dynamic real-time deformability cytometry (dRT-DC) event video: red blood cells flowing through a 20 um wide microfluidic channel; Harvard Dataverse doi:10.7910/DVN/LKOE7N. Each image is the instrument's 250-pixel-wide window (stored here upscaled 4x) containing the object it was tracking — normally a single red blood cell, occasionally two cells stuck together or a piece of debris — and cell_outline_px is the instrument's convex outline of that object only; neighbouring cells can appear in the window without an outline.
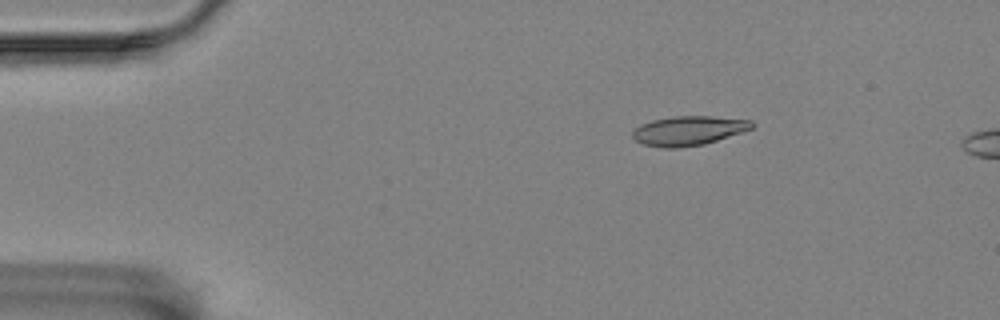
{"species": "Egyptian fruit bat (a non-hibernating species)", "species_latin": "Rousettus aegyptiacus", "temperature_condition": "room temperature", "stored_images_in_passage": 6, "camera_frame_rate_fps": 3000, "um_per_image_px": 0.085, "animal": {"sex": "female"}, "frame": {"image": 1, "passage_image": 1, "time_ms": 0.0, "image_size_px": [1000, 320], "cell_outline_px": [[756, 124], [752, 128], [704, 144], [676, 148], [664, 148], [644, 144], [636, 140], [632, 136], [632, 132], [640, 124], [652, 120], [672, 116], [712, 116], [752, 120]], "centroid_in_image_um": [58.51, 11.09], "position_along_channel_um": 26.5, "area_um2": 20.29}}